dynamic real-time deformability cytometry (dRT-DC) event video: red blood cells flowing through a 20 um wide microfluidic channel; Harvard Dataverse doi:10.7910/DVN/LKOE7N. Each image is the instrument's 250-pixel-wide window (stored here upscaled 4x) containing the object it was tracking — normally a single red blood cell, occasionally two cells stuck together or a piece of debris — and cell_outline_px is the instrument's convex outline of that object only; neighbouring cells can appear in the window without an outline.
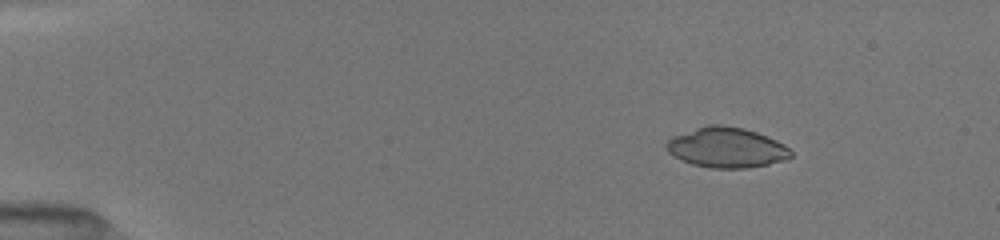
{"species": "common noctule bat (a hibernating species)", "species_latin": "Nyctalus noctula", "temperature_condition": "room temperature", "stored_images_in_passage": 18, "camera_frame_rate_fps": 3000, "um_per_image_px": 0.085, "animal": {"sex": "female", "body_mass_g": 19.5, "forearm_length_mm": 54.1}, "frame": {"image": 1, "passage_image": 3, "time_ms": 1.667, "image_size_px": [1000, 240], "cell_outline_px": [[792, 156], [784, 160], [768, 164], [748, 168], [712, 168], [692, 164], [680, 160], [668, 152], [664, 144], [672, 136], [708, 124], [724, 124], [744, 128], [756, 132], [776, 140], [784, 144], [792, 152]], "centroid_in_image_um": [61.73, 12.54], "position_along_channel_um": 23.3, "area_um2": 29.25}}
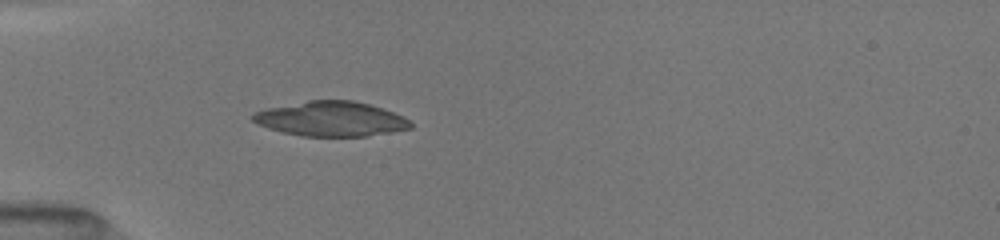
{"frame": {"image": 2, "passage_image": 12, "time_ms": 4.667, "image_size_px": [1000, 240], "cell_outline_px": [[412, 128], [392, 132], [368, 136], [300, 136], [280, 132], [268, 128], [252, 120], [248, 116], [256, 112], [268, 108], [308, 100], [352, 100], [368, 104], [404, 116], [412, 124]], "centroid_in_image_um": [28.12, 10.11], "position_along_channel_um": 56.9, "area_um2": 31.91}}